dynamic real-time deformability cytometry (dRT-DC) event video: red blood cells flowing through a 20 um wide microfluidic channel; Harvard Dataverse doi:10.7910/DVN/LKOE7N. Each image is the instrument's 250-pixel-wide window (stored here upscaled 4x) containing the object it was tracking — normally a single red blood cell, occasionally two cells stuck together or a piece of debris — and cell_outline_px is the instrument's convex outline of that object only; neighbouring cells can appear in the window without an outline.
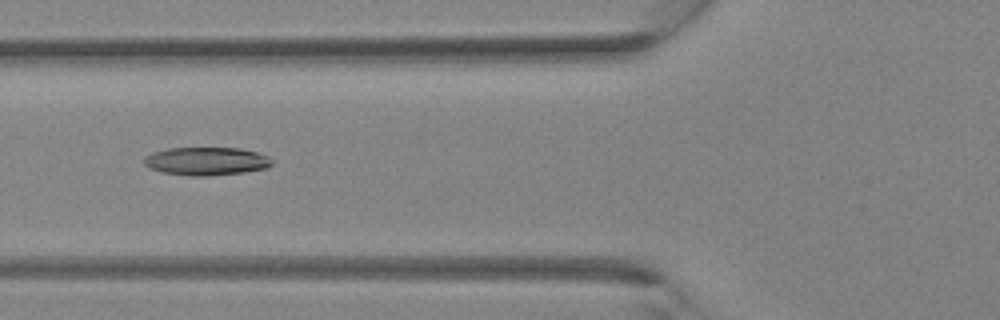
{"species": "Egyptian fruit bat (a non-hibernating species)", "species_latin": "Rousettus aegyptiacus", "temperature_condition": "room temperature", "stored_images_in_passage": 33, "camera_frame_rate_fps": 3000, "um_per_image_px": 0.085, "animal": {"sex": "female"}, "frame": {"image": 1, "passage_image": 11, "time_ms": 3.333, "image_size_px": [1000, 320], "cell_outline_px": [[272, 164], [268, 168], [244, 172], [204, 176], [188, 176], [160, 172], [148, 168], [144, 164], [144, 156], [152, 152], [168, 148], [240, 148], [256, 152], [268, 156], [272, 160]], "centroid_in_image_um": [17.5, 13.7], "position_along_channel_um": 108.3, "area_um2": 21.15}}
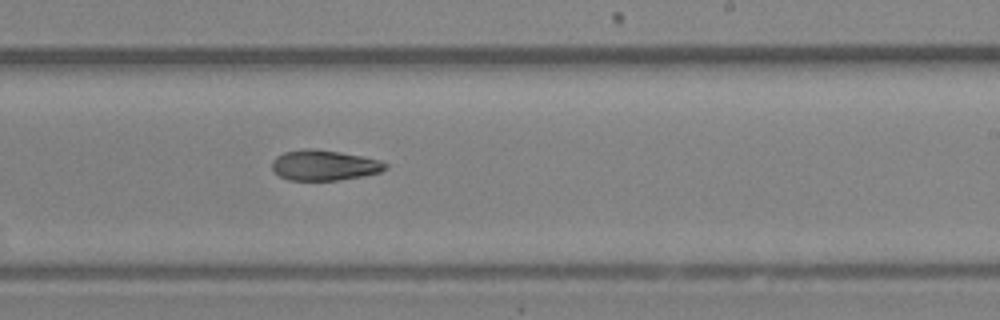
{"frame": {"image": 2, "passage_image": 19, "time_ms": 6.0, "image_size_px": [1000, 320], "cell_outline_px": [[388, 168], [380, 172], [364, 176], [340, 180], [288, 180], [272, 172], [272, 160], [276, 156], [284, 152], [308, 148], [312, 148], [340, 152], [364, 156], [380, 160], [388, 164]], "centroid_in_image_um": [27.56, 14.05], "position_along_channel_um": 261.4, "area_um2": 20.35}}
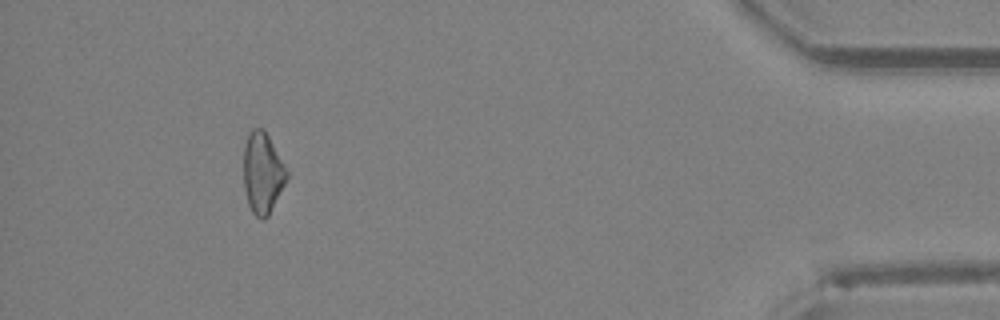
{"frame": {"image": 3, "passage_image": 30, "time_ms": 9.667, "image_size_px": [1000, 320], "cell_outline_px": [[288, 176], [268, 216], [264, 220], [260, 220], [252, 212], [248, 204], [244, 188], [244, 144], [252, 128], [264, 128], [288, 172]], "centroid_in_image_um": [22.3, 14.71], "position_along_channel_um": 412.9, "area_um2": 20.17}}